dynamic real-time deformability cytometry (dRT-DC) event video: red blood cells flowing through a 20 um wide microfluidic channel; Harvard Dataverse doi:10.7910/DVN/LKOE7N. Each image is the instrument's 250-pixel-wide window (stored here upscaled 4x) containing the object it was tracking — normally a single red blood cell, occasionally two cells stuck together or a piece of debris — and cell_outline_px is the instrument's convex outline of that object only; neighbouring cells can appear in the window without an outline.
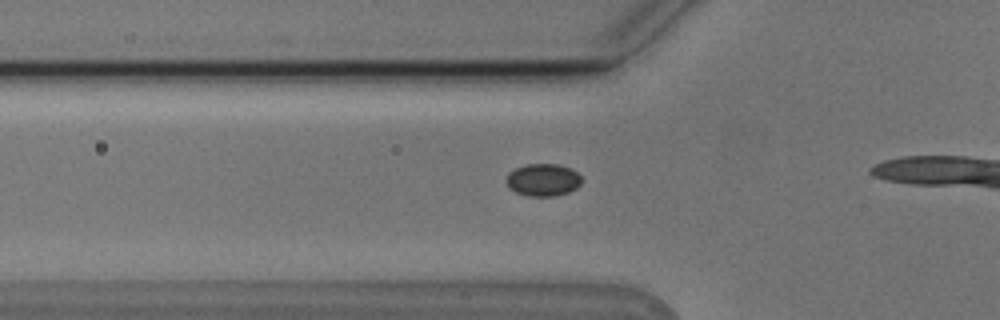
{"species": "Egyptian fruit bat (a non-hibernating species)", "species_latin": "Rousettus aegyptiacus", "temperature_condition": "cold", "stored_images_in_passage": 5, "camera_frame_rate_fps": 3000, "um_per_image_px": 0.085, "animal": {"sex": "male"}, "frame": {"image": 1, "passage_image": 3, "time_ms": 0.667, "image_size_px": [1000, 320], "cell_outline_px": [[580, 184], [576, 188], [568, 192], [556, 196], [528, 196], [516, 192], [508, 188], [504, 180], [508, 172], [516, 168], [528, 164], [560, 164], [572, 168], [580, 176]], "centroid_in_image_um": [46.12, 15.29], "position_along_channel_um": 79.7, "area_um2": 14.39}}